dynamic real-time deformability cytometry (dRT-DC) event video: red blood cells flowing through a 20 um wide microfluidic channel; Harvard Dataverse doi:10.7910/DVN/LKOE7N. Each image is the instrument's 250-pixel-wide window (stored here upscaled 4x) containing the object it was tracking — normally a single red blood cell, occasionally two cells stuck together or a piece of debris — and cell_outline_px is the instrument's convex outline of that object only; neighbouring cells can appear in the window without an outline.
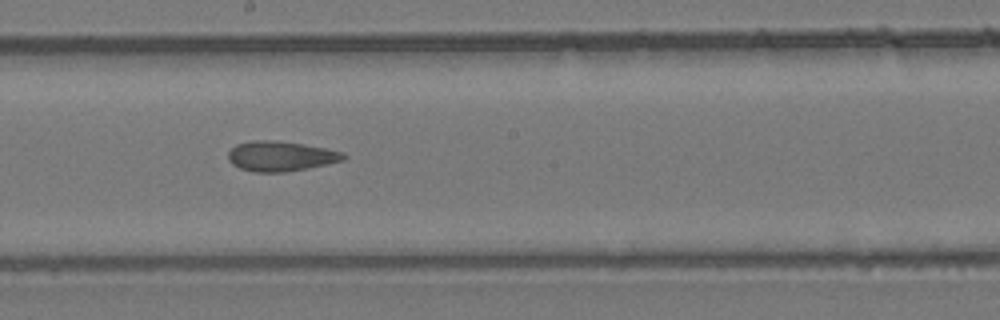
{"species": "common noctule bat (a hibernating species)", "species_latin": "Nyctalus noctula", "temperature_condition": "room temperature", "stored_images_in_passage": 7, "camera_frame_rate_fps": 3000, "um_per_image_px": 0.085, "animal": {"sex": "female", "body_mass_g": 24.6, "forearm_length_mm": 56.2}, "frame": {"image": 1, "passage_image": 7, "time_ms": 8.667, "image_size_px": [1000, 320], "cell_outline_px": [[348, 156], [344, 160], [328, 164], [308, 168], [284, 172], [252, 172], [240, 168], [232, 164], [228, 160], [228, 152], [236, 144], [252, 140], [276, 140], [304, 144], [328, 148], [344, 152]], "centroid_in_image_um": [23.88, 13.27], "position_along_channel_um": 224.3, "area_um2": 20.46}}